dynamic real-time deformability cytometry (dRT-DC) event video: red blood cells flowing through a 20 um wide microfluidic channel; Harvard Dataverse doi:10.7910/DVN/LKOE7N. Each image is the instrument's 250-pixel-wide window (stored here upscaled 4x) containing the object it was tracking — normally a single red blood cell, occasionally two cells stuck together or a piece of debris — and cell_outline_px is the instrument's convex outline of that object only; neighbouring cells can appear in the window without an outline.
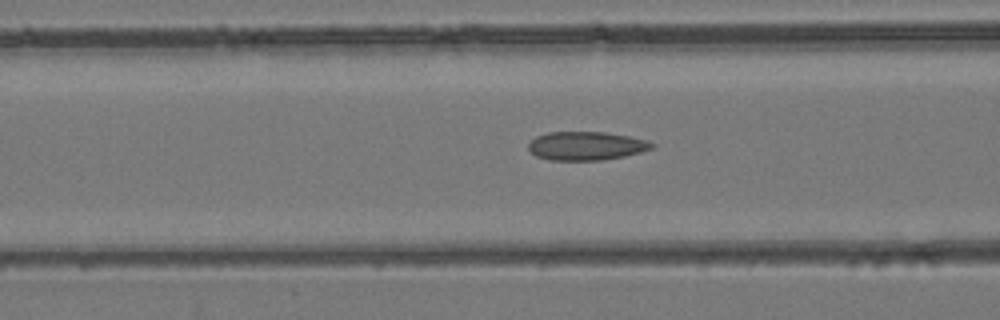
{"species": "common noctule bat (a hibernating species)", "species_latin": "Nyctalus noctula", "temperature_condition": "room temperature", "stored_images_in_passage": 40, "camera_frame_rate_fps": 3000, "um_per_image_px": 0.085, "animal": {"sex": "female", "body_mass_g": 24.6, "forearm_length_mm": 56.2}, "frame": {"image": 1, "passage_image": 14, "time_ms": 4.333, "image_size_px": [1000, 320], "cell_outline_px": [[656, 144], [652, 148], [640, 152], [624, 156], [604, 160], [548, 160], [536, 156], [528, 148], [528, 144], [536, 136], [548, 132], [604, 132], [628, 136], [648, 140]], "centroid_in_image_um": [49.83, 12.4], "position_along_channel_um": 116.8, "area_um2": 20.58}}
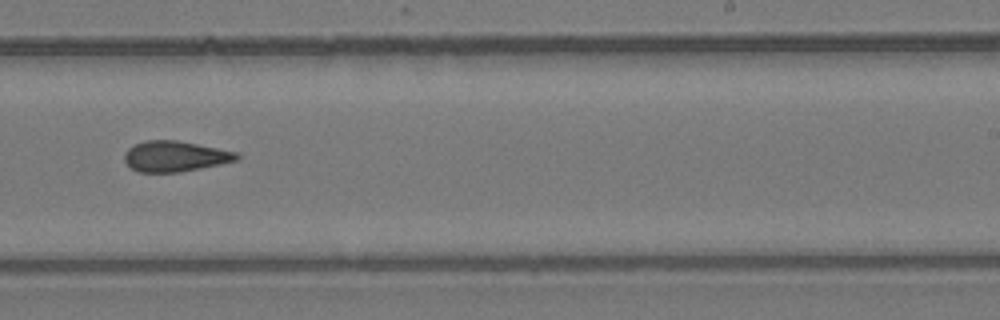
{"frame": {"image": 2, "passage_image": 24, "time_ms": 7.667, "image_size_px": [1000, 320], "cell_outline_px": [[240, 160], [180, 172], [140, 172], [132, 168], [124, 160], [124, 152], [128, 148], [144, 140], [176, 140], [240, 152]], "centroid_in_image_um": [14.92, 13.28], "position_along_channel_um": 274.1, "area_um2": 20.11}}
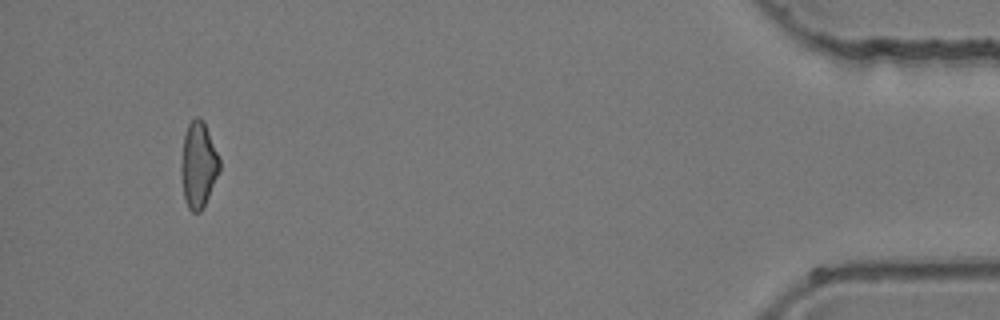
{"frame": {"image": 3, "passage_image": 38, "time_ms": 12.333, "image_size_px": [1000, 320], "cell_outline_px": [[220, 168], [208, 196], [200, 212], [192, 212], [188, 208], [184, 200], [180, 172], [180, 164], [184, 136], [188, 124], [196, 116], [200, 116], [204, 120], [220, 156]], "centroid_in_image_um": [16.85, 13.97], "position_along_channel_um": 418.3, "area_um2": 19.42}}